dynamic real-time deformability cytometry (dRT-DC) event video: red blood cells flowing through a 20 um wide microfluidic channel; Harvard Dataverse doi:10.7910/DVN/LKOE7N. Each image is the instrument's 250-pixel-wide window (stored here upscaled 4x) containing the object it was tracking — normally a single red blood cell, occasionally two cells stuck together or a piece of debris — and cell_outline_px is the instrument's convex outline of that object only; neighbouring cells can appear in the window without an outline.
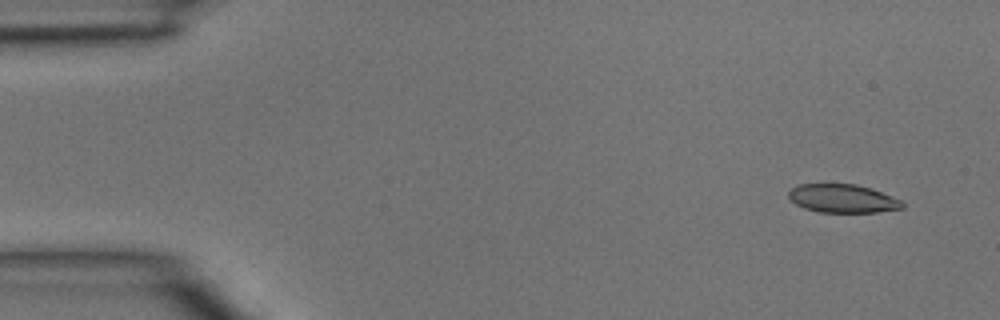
{"species": "common noctule bat (a hibernating species)", "species_latin": "Nyctalus noctula", "temperature_condition": "room temperature", "stored_images_in_passage": 4, "camera_frame_rate_fps": 3000, "um_per_image_px": 0.085, "animal": {"sex": "male", "body_mass_g": 15.6}, "frame": {"image": 1, "passage_image": 1, "time_ms": 0.0, "image_size_px": [1000, 320], "cell_outline_px": [[904, 208], [876, 212], [820, 212], [804, 208], [796, 204], [788, 196], [788, 192], [792, 188], [800, 184], [856, 184], [872, 188], [900, 200], [904, 204]], "centroid_in_image_um": [71.63, 16.87], "position_along_channel_um": 13.4, "area_um2": 18.73}}
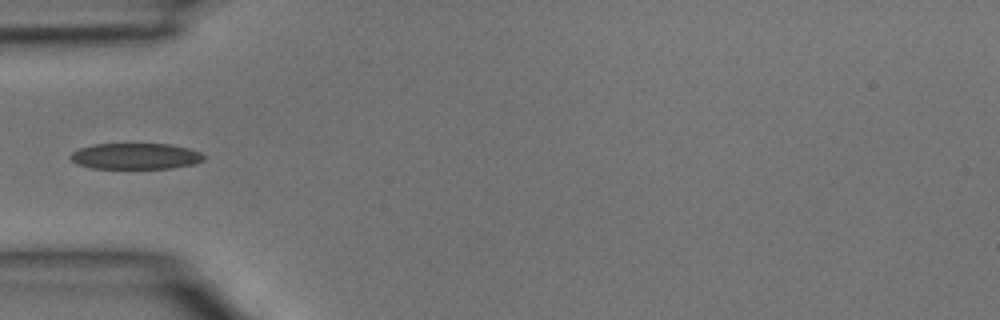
{"frame": {"image": 2, "passage_image": 4, "time_ms": 1.0, "image_size_px": [1000, 320], "cell_outline_px": [[204, 160], [192, 164], [172, 168], [92, 168], [76, 164], [68, 156], [72, 152], [80, 148], [92, 144], [172, 144], [188, 148], [200, 152], [204, 156]], "centroid_in_image_um": [11.49, 13.27], "position_along_channel_um": 73.5, "area_um2": 20.23}}